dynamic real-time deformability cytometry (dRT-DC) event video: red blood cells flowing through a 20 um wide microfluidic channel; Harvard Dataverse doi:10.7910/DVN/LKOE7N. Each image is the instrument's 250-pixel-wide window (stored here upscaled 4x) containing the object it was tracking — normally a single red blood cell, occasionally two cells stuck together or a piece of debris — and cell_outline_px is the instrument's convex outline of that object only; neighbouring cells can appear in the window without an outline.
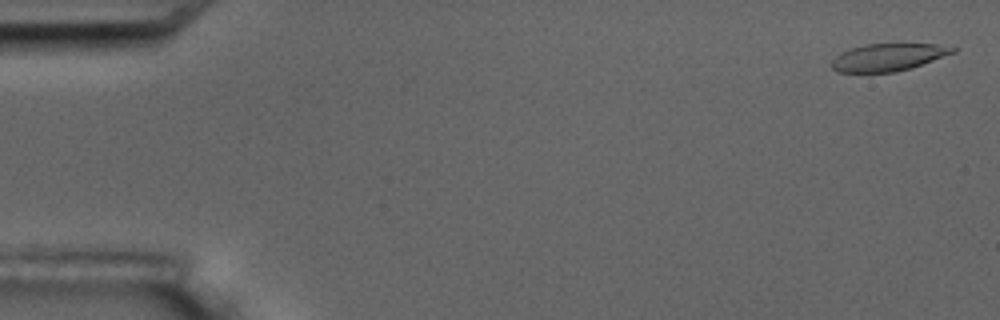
{"species": "common noctule bat (a hibernating species)", "species_latin": "Nyctalus noctula", "temperature_condition": "room temperature", "stored_images_in_passage": 5, "camera_frame_rate_fps": 3000, "um_per_image_px": 0.085, "animal": {"sex": "male", "body_mass_g": 17.5, "forearm_length_mm": 52.3}, "frame": {"image": 1, "passage_image": 1, "time_ms": 0.0, "image_size_px": [1000, 320], "cell_outline_px": [[956, 52], [912, 68], [896, 72], [836, 72], [832, 68], [832, 60], [836, 56], [852, 48], [864, 44], [936, 44], [956, 48]], "centroid_in_image_um": [75.51, 4.87], "position_along_channel_um": 9.5, "area_um2": 19.19}}
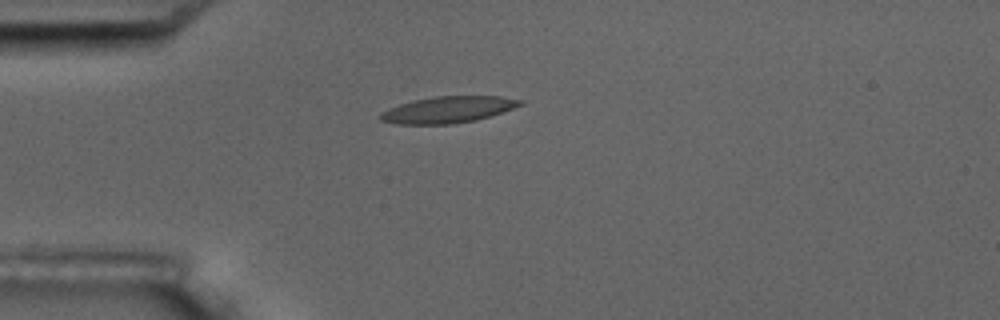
{"frame": {"image": 2, "passage_image": 5, "time_ms": 4.333, "image_size_px": [1000, 320], "cell_outline_px": [[524, 104], [476, 120], [452, 124], [396, 124], [380, 120], [380, 112], [388, 108], [412, 100], [436, 96], [500, 96], [524, 100]], "centroid_in_image_um": [38.05, 9.31], "position_along_channel_um": 46.9, "area_um2": 21.5}}